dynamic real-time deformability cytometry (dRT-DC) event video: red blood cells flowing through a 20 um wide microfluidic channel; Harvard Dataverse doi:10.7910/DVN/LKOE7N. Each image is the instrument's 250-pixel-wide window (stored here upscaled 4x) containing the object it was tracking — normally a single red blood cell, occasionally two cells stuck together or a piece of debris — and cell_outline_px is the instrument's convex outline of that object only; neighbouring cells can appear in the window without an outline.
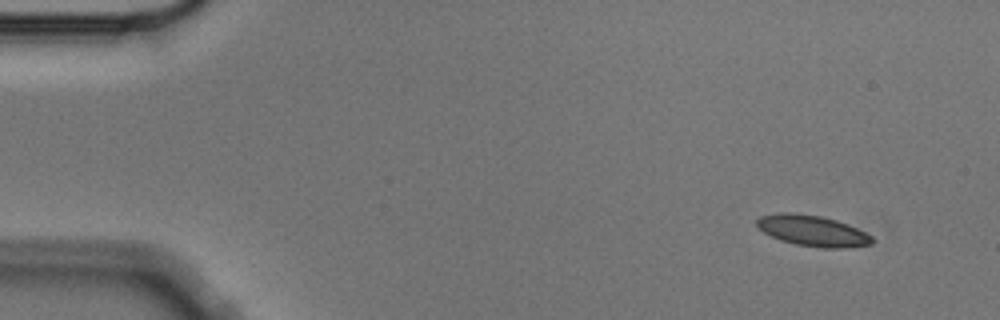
{"species": "Egyptian fruit bat (a non-hibernating species)", "species_latin": "Rousettus aegyptiacus", "temperature_condition": "cold", "stored_images_in_passage": 5, "segment_of_instrument_passage": [1, 2], "camera_frame_rate_fps": 3000, "um_per_image_px": 0.085, "animal": {"sex": "male"}, "frame": {"image": 1, "passage_image": 1, "time_ms": 0.0, "image_size_px": [1000, 320], "cell_outline_px": [[872, 244], [844, 248], [824, 248], [796, 244], [780, 240], [756, 228], [756, 220], [760, 216], [776, 212], [792, 212], [820, 216], [836, 220], [848, 224], [872, 236]], "centroid_in_image_um": [69.02, 19.6], "position_along_channel_um": 16.0, "area_um2": 20.75}}
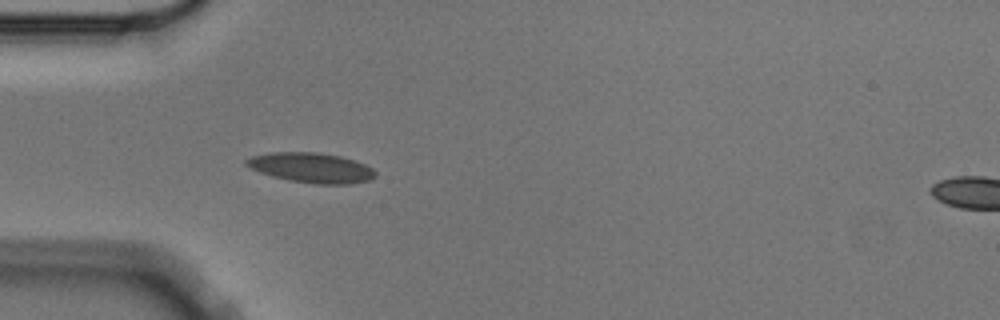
{"frame": {"image": 2, "passage_image": 4, "time_ms": 1.0, "image_size_px": [1000, 320], "cell_outline_px": [[376, 176], [368, 180], [352, 184], [316, 184], [288, 180], [272, 176], [260, 172], [244, 164], [244, 160], [252, 156], [272, 152], [316, 152], [340, 156], [364, 164], [372, 168], [376, 172]], "centroid_in_image_um": [26.45, 14.26], "position_along_channel_um": 58.5, "area_um2": 22.43}}